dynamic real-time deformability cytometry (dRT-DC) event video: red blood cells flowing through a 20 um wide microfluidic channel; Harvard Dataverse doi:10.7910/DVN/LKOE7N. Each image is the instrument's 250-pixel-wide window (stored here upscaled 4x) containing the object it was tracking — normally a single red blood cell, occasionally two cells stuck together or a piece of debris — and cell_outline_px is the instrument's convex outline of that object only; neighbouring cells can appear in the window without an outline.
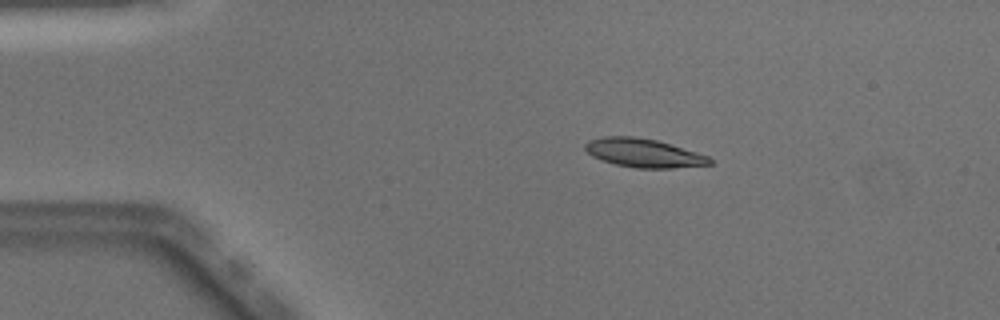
{"species": "Egyptian fruit bat (a non-hibernating species)", "species_latin": "Rousettus aegyptiacus", "temperature_condition": "warm", "stored_images_in_passage": 41, "camera_frame_rate_fps": 3000, "um_per_image_px": 0.085, "animal": {"sex": "male"}, "frame": {"image": 1, "passage_image": 1, "time_ms": 0.0, "image_size_px": [1000, 320], "cell_outline_px": [[712, 164], [672, 168], [636, 168], [616, 164], [592, 156], [584, 148], [584, 144], [588, 140], [604, 136], [632, 136], [656, 140], [696, 152], [708, 156], [712, 160]], "centroid_in_image_um": [54.69, 13.0], "position_along_channel_um": 30.3, "area_um2": 20.58}}
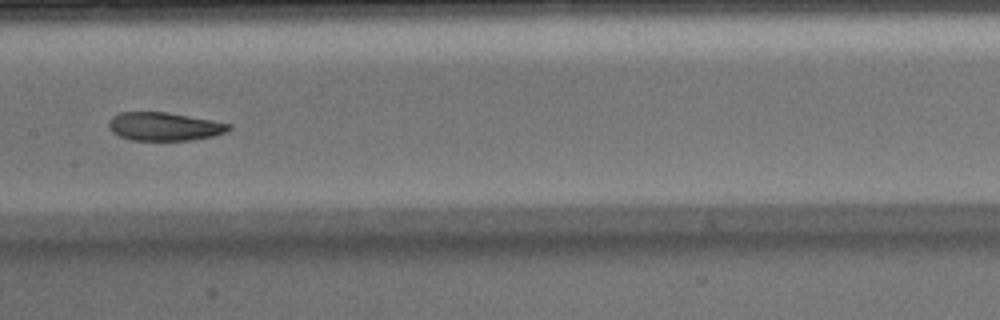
{"frame": {"image": 2, "passage_image": 17, "time_ms": 5.333, "image_size_px": [1000, 320], "cell_outline_px": [[232, 128], [228, 132], [212, 136], [192, 140], [132, 140], [120, 136], [112, 132], [108, 128], [108, 120], [112, 116], [120, 112], [168, 112], [212, 120], [232, 124]], "centroid_in_image_um": [13.97, 10.75], "position_along_channel_um": 193.4, "area_um2": 20.0}}
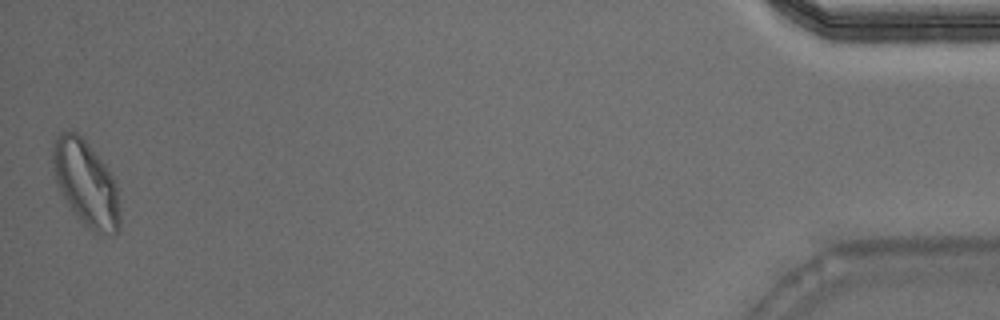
{"frame": {"image": 3, "passage_image": 41, "time_ms": 13.333, "image_size_px": [1000, 320], "cell_outline_px": [[120, 228], [116, 236], [100, 236], [80, 220], [68, 208], [56, 184], [52, 160], [52, 152], [56, 140], [60, 132], [72, 128], [84, 136], [116, 180], [120, 216]], "centroid_in_image_um": [7.32, 15.6], "position_along_channel_um": 427.9, "area_um2": 34.33}, "authors_computed_cell_mechanics": {"area_um2": 20.8658, "velocity_mm_per_s": 4.0561, "shape_relaxation_time_tau1_ms": 3.0455, "shape_relaxation_time_tau2_ms": 1.9844, "deformation_change_tau1": 0.1424, "deformation_change_tau2": 0.0788}}